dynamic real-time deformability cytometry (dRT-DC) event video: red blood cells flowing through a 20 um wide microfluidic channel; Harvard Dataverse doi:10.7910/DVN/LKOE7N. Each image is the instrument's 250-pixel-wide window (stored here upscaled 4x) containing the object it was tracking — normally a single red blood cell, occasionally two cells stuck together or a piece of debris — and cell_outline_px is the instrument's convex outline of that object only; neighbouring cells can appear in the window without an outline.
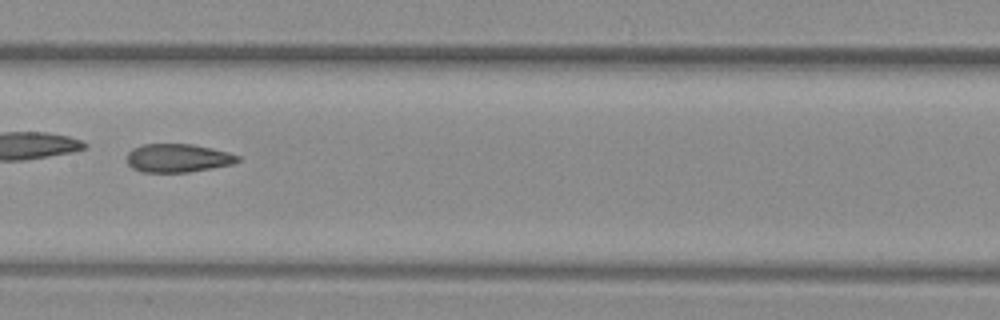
{"species": "common noctule bat (a hibernating species)", "species_latin": "Nyctalus noctula", "temperature_condition": "warm", "stored_images_in_passage": 34, "camera_frame_rate_fps": 3000, "um_per_image_px": 0.085, "animal": {"sex": "female", "body_mass_g": 29.2, "forearm_length_mm": 56.3}, "frame": {"image": 1, "passage_image": 10, "time_ms": 3.0, "image_size_px": [1000, 320], "cell_outline_px": [[240, 160], [232, 164], [188, 172], [140, 172], [132, 168], [128, 164], [128, 152], [132, 148], [144, 144], [192, 144], [212, 148], [228, 152], [240, 156]], "centroid_in_image_um": [15.11, 13.43], "position_along_channel_um": 192.3, "area_um2": 18.32}, "authors_computed_cell_mechanics": {"area_um2": 19.4497, "velocity_mm_per_s": 4.0747, "shape_relaxation_time_tau1_ms": null, "shape_relaxation_time_tau2_ms": 2.206, "deformation_change_tau1": null, "deformation_change_tau2": 0.0999}}